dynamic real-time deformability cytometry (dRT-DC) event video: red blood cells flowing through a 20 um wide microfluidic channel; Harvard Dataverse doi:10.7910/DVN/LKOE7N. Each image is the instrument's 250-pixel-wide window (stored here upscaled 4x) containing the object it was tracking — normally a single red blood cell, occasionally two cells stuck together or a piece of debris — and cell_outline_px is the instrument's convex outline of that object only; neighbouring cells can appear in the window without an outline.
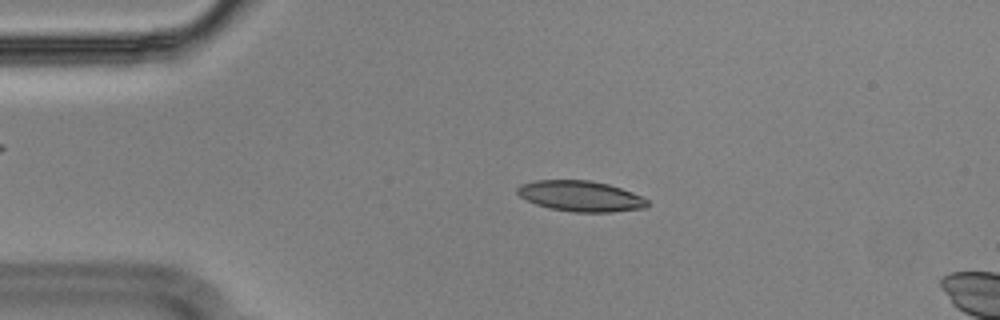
{"species": "Egyptian fruit bat (a non-hibernating species)", "species_latin": "Rousettus aegyptiacus", "temperature_condition": "cold", "stored_images_in_passage": 15, "camera_frame_rate_fps": 3000, "um_per_image_px": 0.085, "animal": {"sex": "male"}, "frame": {"image": 1, "passage_image": 11, "time_ms": 3.333, "image_size_px": [1000, 320], "cell_outline_px": [[648, 204], [644, 208], [612, 212], [572, 212], [548, 208], [536, 204], [520, 196], [516, 192], [516, 188], [520, 184], [536, 180], [588, 180], [608, 184], [632, 192], [648, 200]], "centroid_in_image_um": [49.32, 16.67], "position_along_channel_um": 35.7, "area_um2": 23.18}}